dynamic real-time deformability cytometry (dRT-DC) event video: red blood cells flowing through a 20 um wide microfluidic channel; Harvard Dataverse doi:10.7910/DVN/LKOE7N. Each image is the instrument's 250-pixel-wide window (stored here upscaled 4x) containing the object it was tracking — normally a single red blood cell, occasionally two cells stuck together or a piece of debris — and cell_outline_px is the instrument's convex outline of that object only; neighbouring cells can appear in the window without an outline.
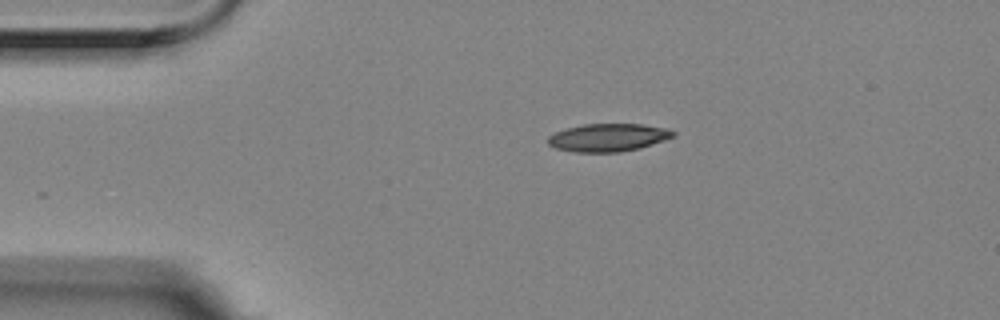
{"species": "Egyptian fruit bat (a non-hibernating species)", "species_latin": "Rousettus aegyptiacus", "temperature_condition": "room temperature", "stored_images_in_passage": 9, "camera_frame_rate_fps": 3000, "um_per_image_px": 0.085, "animal": {"sex": "female"}, "frame": {"image": 1, "passage_image": 1, "time_ms": 0.0, "image_size_px": [1000, 320], "cell_outline_px": [[676, 136], [640, 148], [620, 152], [576, 152], [556, 148], [548, 144], [548, 136], [556, 132], [568, 128], [584, 124], [640, 124], [668, 128], [676, 132]], "centroid_in_image_um": [51.73, 11.69], "position_along_channel_um": 33.3, "area_um2": 20.29}}
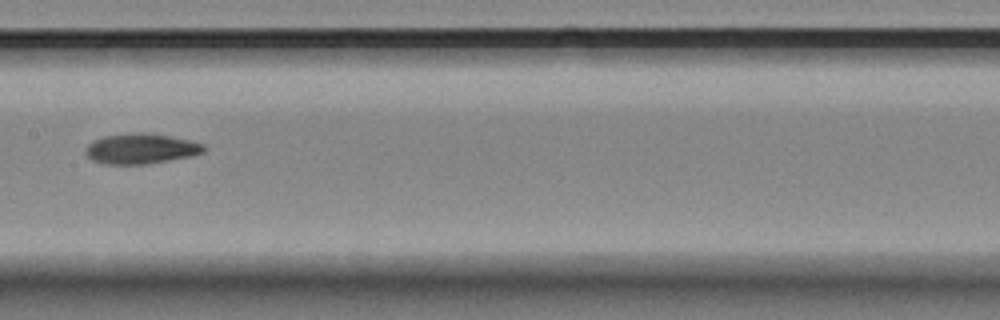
{"frame": {"image": 2, "passage_image": 6, "time_ms": 1.667, "image_size_px": [1000, 320], "cell_outline_px": [[204, 152], [188, 156], [144, 164], [104, 164], [92, 160], [84, 152], [84, 148], [88, 144], [104, 136], [128, 132], [144, 132], [168, 136], [188, 140], [204, 144]], "centroid_in_image_um": [11.91, 12.62], "position_along_channel_um": 195.5, "area_um2": 20.63}}
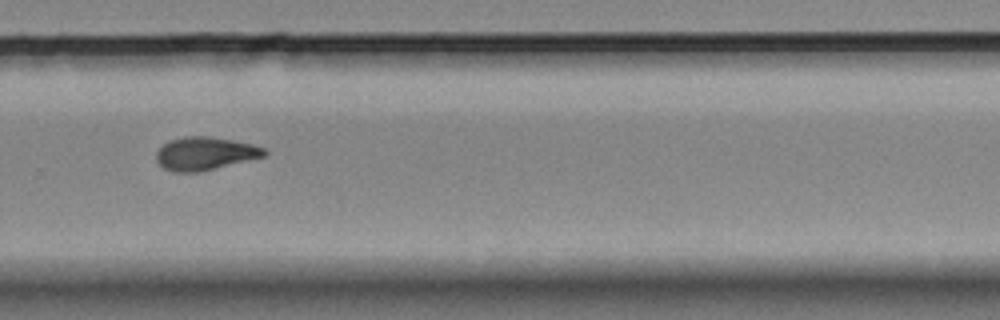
{"frame": {"image": 3, "passage_image": 9, "time_ms": 2.667, "image_size_px": [1000, 320], "cell_outline_px": [[268, 152], [264, 156], [200, 172], [172, 172], [164, 168], [156, 160], [156, 152], [164, 144], [172, 140], [184, 136], [208, 136], [232, 140], [252, 144], [264, 148]], "centroid_in_image_um": [17.41, 13.05], "position_along_channel_um": 312.4, "area_um2": 20.63}}